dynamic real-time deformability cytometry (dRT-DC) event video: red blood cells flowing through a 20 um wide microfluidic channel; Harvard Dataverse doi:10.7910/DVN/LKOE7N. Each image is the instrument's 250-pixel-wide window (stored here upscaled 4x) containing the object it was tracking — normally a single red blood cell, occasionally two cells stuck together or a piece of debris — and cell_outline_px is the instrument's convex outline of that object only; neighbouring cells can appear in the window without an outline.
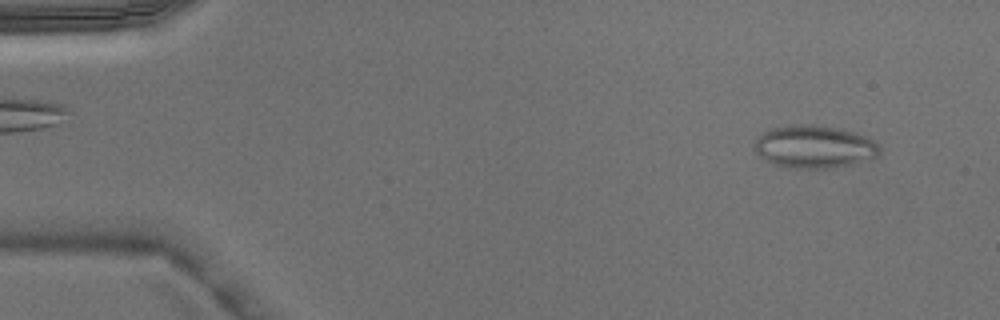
{"species": "Egyptian fruit bat (a non-hibernating species)", "species_latin": "Rousettus aegyptiacus", "temperature_condition": "warm", "stored_images_in_passage": 4, "camera_frame_rate_fps": 3000, "um_per_image_px": 0.085, "animal": {"sex": "male"}, "frame": {"image": 1, "passage_image": 4, "time_ms": 1.0, "image_size_px": [1000, 320], "cell_outline_px": [[880, 152], [876, 156], [852, 164], [832, 168], [788, 168], [772, 164], [764, 160], [752, 148], [752, 144], [764, 132], [772, 128], [788, 124], [816, 124], [836, 128], [852, 132], [864, 136], [880, 144]], "centroid_in_image_um": [69.16, 12.47], "position_along_channel_um": 15.8, "area_um2": 31.33}}